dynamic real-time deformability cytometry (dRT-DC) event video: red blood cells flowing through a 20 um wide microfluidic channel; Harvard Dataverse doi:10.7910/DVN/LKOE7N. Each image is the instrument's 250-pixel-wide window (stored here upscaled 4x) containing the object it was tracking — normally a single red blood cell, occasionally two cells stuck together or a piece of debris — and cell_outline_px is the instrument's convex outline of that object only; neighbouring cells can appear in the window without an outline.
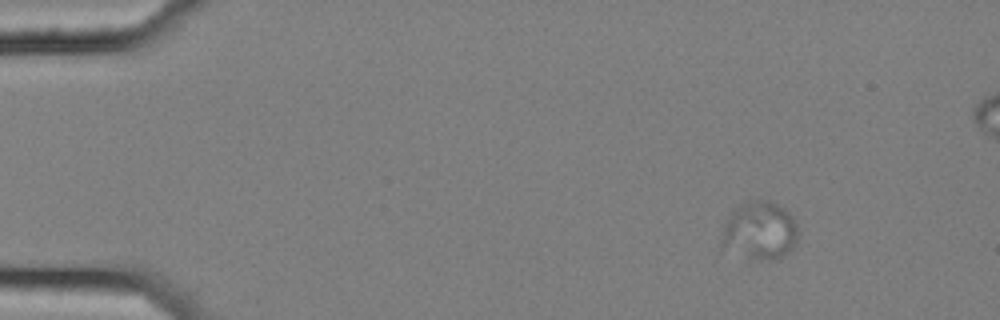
{"species": "common noctule bat (a hibernating species)", "species_latin": "Nyctalus noctula", "temperature_condition": "cold", "stored_images_in_passage": 53, "camera_frame_rate_fps": 3000, "um_per_image_px": 0.085, "animal": {"sex": "female", "body_mass_g": 25.1}, "frame": {"image": 1, "passage_image": 1, "time_ms": 0.0, "image_size_px": [1000, 320], "cell_outline_px": [[796, 244], [788, 252], [776, 260], [768, 260], [748, 256], [720, 248], [720, 240], [724, 228], [732, 212], [740, 204], [748, 200], [768, 200], [784, 208], [792, 216], [796, 224]], "centroid_in_image_um": [64.57, 19.6], "position_along_channel_um": 20.4, "area_um2": 25.55}}
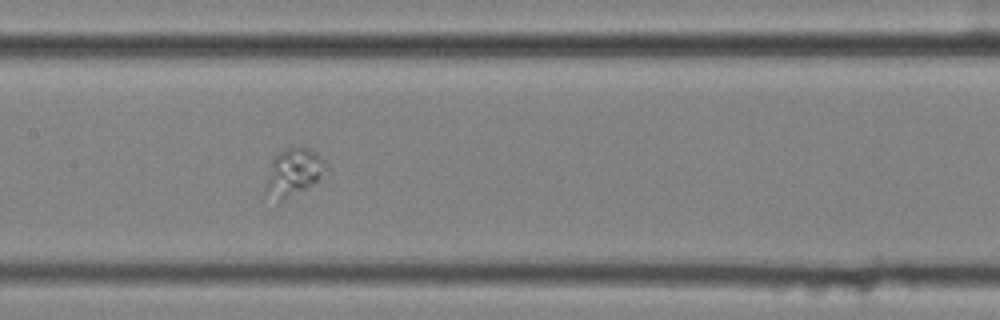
{"frame": {"image": 2, "passage_image": 23, "time_ms": 7.333, "image_size_px": [1000, 320], "cell_outline_px": [[324, 164], [316, 180], [280, 204], [276, 204], [264, 192], [264, 184], [272, 160], [280, 152], [288, 148], [300, 144], [316, 152], [324, 160]], "centroid_in_image_um": [24.82, 14.67], "position_along_channel_um": 182.6, "area_um2": 16.53}}
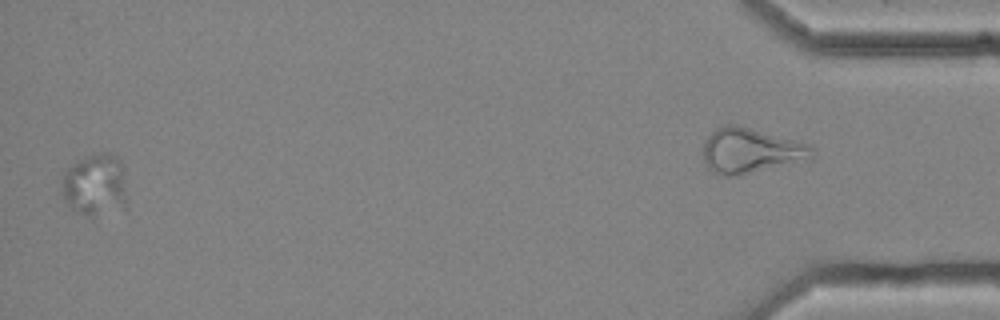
{"frame": {"image": 3, "passage_image": 51, "time_ms": 16.667, "image_size_px": [1000, 320], "cell_outline_px": [[128, 208], [92, 220], [76, 212], [68, 204], [64, 196], [60, 180], [64, 172], [68, 168], [92, 152], [116, 156], [124, 164], [128, 200]], "centroid_in_image_um": [8.16, 15.8], "position_along_channel_um": 427.0, "area_um2": 24.91}}